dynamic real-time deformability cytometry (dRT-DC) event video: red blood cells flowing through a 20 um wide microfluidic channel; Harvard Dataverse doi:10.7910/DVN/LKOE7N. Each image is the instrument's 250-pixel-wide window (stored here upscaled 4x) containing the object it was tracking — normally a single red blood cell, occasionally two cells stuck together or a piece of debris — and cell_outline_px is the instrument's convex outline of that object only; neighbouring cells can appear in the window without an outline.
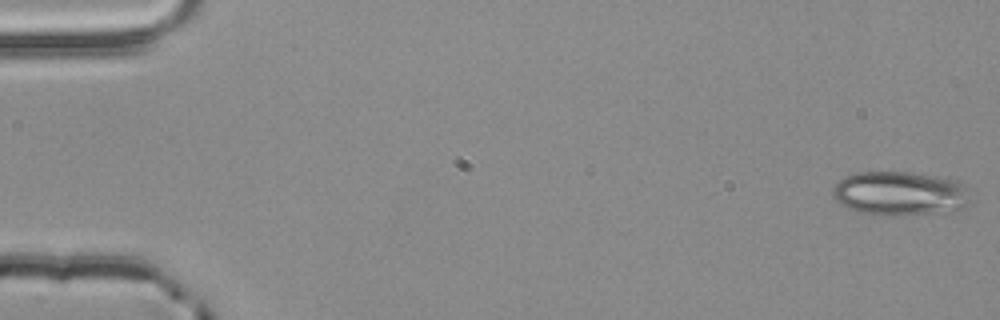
{"species": "common noctule bat (a hibernating species)", "species_latin": "Nyctalus noctula", "temperature_condition": "room temperature", "stored_images_in_passage": 55, "camera_frame_rate_fps": 3000, "um_per_image_px": 0.085, "animal": {"sex": "male", "body_mass_g": 20.4}, "frame": {"image": 1, "passage_image": 1, "time_ms": 0.0, "image_size_px": [1000, 320], "cell_outline_px": [[972, 204], [964, 208], [932, 212], [896, 216], [892, 216], [860, 212], [848, 208], [840, 204], [832, 196], [832, 188], [844, 176], [856, 172], [908, 172], [936, 176], [956, 180], [964, 184]], "centroid_in_image_um": [76.48, 16.43], "position_along_channel_um": 8.5, "area_um2": 35.37}}
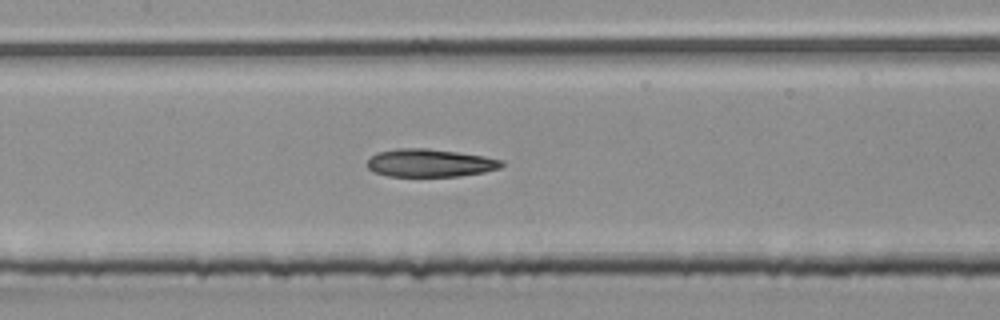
{"frame": {"image": 2, "passage_image": 26, "time_ms": 8.333, "image_size_px": [1000, 320], "cell_outline_px": [[504, 164], [500, 168], [484, 172], [460, 176], [388, 176], [372, 172], [368, 168], [368, 160], [376, 152], [400, 148], [428, 148], [484, 156], [504, 160]], "centroid_in_image_um": [36.55, 13.85], "position_along_channel_um": 170.9, "area_um2": 21.91}}
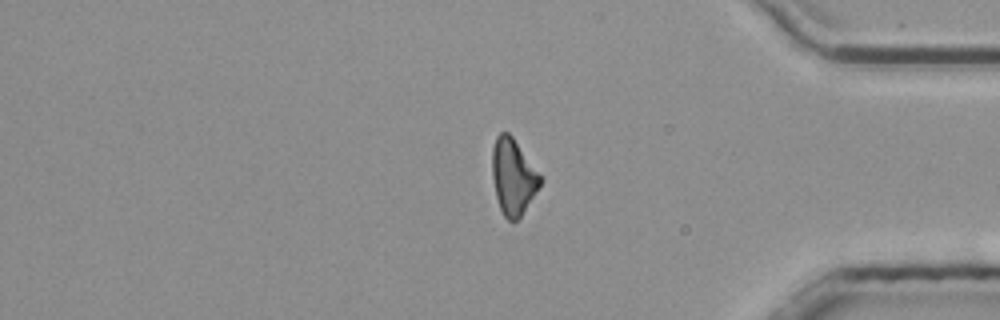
{"frame": {"image": 3, "passage_image": 45, "time_ms": 14.667, "image_size_px": [1000, 320], "cell_outline_px": [[544, 180], [520, 216], [516, 220], [508, 220], [504, 216], [500, 208], [496, 196], [492, 176], [492, 148], [496, 136], [500, 132], [508, 132], [512, 136]], "centroid_in_image_um": [43.6, 15.0], "position_along_channel_um": 391.6, "area_um2": 20.98}}